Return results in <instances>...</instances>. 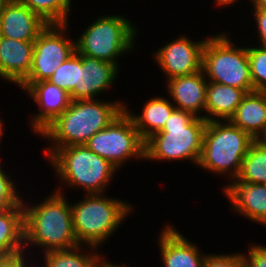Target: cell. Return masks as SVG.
I'll return each instance as SVG.
<instances>
[{
	"mask_svg": "<svg viewBox=\"0 0 266 267\" xmlns=\"http://www.w3.org/2000/svg\"><path fill=\"white\" fill-rule=\"evenodd\" d=\"M48 194L46 197L43 196L42 200L34 202L30 198L26 200L27 197L22 199L24 246L25 251L34 259L37 255L51 250L69 249L80 245L73 228L69 197L54 189Z\"/></svg>",
	"mask_w": 266,
	"mask_h": 267,
	"instance_id": "obj_1",
	"label": "cell"
},
{
	"mask_svg": "<svg viewBox=\"0 0 266 267\" xmlns=\"http://www.w3.org/2000/svg\"><path fill=\"white\" fill-rule=\"evenodd\" d=\"M108 100H71L69 107L37 136L48 142L43 152L45 160L61 147L85 145L125 111V98Z\"/></svg>",
	"mask_w": 266,
	"mask_h": 267,
	"instance_id": "obj_2",
	"label": "cell"
},
{
	"mask_svg": "<svg viewBox=\"0 0 266 267\" xmlns=\"http://www.w3.org/2000/svg\"><path fill=\"white\" fill-rule=\"evenodd\" d=\"M45 163L55 171L54 178L59 179L55 190L63 194L66 188L67 191L81 189L84 195L108 193V186L111 187L119 172L110 161L98 156L86 145L61 147Z\"/></svg>",
	"mask_w": 266,
	"mask_h": 267,
	"instance_id": "obj_3",
	"label": "cell"
},
{
	"mask_svg": "<svg viewBox=\"0 0 266 267\" xmlns=\"http://www.w3.org/2000/svg\"><path fill=\"white\" fill-rule=\"evenodd\" d=\"M80 199L70 201L73 228L80 245L102 249L135 212L134 203L125 198H113L107 193L83 194Z\"/></svg>",
	"mask_w": 266,
	"mask_h": 267,
	"instance_id": "obj_4",
	"label": "cell"
},
{
	"mask_svg": "<svg viewBox=\"0 0 266 267\" xmlns=\"http://www.w3.org/2000/svg\"><path fill=\"white\" fill-rule=\"evenodd\" d=\"M206 124L203 118L175 109L162 130L145 141V161L190 162L196 167L202 152Z\"/></svg>",
	"mask_w": 266,
	"mask_h": 267,
	"instance_id": "obj_5",
	"label": "cell"
},
{
	"mask_svg": "<svg viewBox=\"0 0 266 267\" xmlns=\"http://www.w3.org/2000/svg\"><path fill=\"white\" fill-rule=\"evenodd\" d=\"M94 18L75 39L76 51L82 56L113 63L122 68L119 66L121 57L132 55L138 49V25L128 17L115 15L114 12L109 15L98 14Z\"/></svg>",
	"mask_w": 266,
	"mask_h": 267,
	"instance_id": "obj_6",
	"label": "cell"
},
{
	"mask_svg": "<svg viewBox=\"0 0 266 267\" xmlns=\"http://www.w3.org/2000/svg\"><path fill=\"white\" fill-rule=\"evenodd\" d=\"M254 140L229 120L207 121L197 167L213 176L225 177L227 183L220 186L222 189L238 176Z\"/></svg>",
	"mask_w": 266,
	"mask_h": 267,
	"instance_id": "obj_7",
	"label": "cell"
},
{
	"mask_svg": "<svg viewBox=\"0 0 266 267\" xmlns=\"http://www.w3.org/2000/svg\"><path fill=\"white\" fill-rule=\"evenodd\" d=\"M229 32L221 29L209 34L203 48L202 71L207 81L252 92L248 46L235 44Z\"/></svg>",
	"mask_w": 266,
	"mask_h": 267,
	"instance_id": "obj_8",
	"label": "cell"
},
{
	"mask_svg": "<svg viewBox=\"0 0 266 267\" xmlns=\"http://www.w3.org/2000/svg\"><path fill=\"white\" fill-rule=\"evenodd\" d=\"M98 156L110 161L118 171L129 162L145 161V141L132 118L124 111L108 127L95 133L85 144ZM128 162V163H127Z\"/></svg>",
	"mask_w": 266,
	"mask_h": 267,
	"instance_id": "obj_9",
	"label": "cell"
},
{
	"mask_svg": "<svg viewBox=\"0 0 266 267\" xmlns=\"http://www.w3.org/2000/svg\"><path fill=\"white\" fill-rule=\"evenodd\" d=\"M70 24H48L39 33L34 41L31 69L21 83L48 80L55 70L76 51L75 38L70 37L72 30L69 28Z\"/></svg>",
	"mask_w": 266,
	"mask_h": 267,
	"instance_id": "obj_10",
	"label": "cell"
},
{
	"mask_svg": "<svg viewBox=\"0 0 266 267\" xmlns=\"http://www.w3.org/2000/svg\"><path fill=\"white\" fill-rule=\"evenodd\" d=\"M196 39L188 34H179L157 48L153 55V62L157 64L165 82L171 78L190 75L202 70V54L207 38ZM194 38V40H193Z\"/></svg>",
	"mask_w": 266,
	"mask_h": 267,
	"instance_id": "obj_11",
	"label": "cell"
},
{
	"mask_svg": "<svg viewBox=\"0 0 266 267\" xmlns=\"http://www.w3.org/2000/svg\"><path fill=\"white\" fill-rule=\"evenodd\" d=\"M25 92L27 100H32L37 111L29 116L31 135L38 136L49 124L66 110L71 102L70 95L63 89L42 80L35 83H20L17 88ZM31 128V129H30Z\"/></svg>",
	"mask_w": 266,
	"mask_h": 267,
	"instance_id": "obj_12",
	"label": "cell"
},
{
	"mask_svg": "<svg viewBox=\"0 0 266 267\" xmlns=\"http://www.w3.org/2000/svg\"><path fill=\"white\" fill-rule=\"evenodd\" d=\"M157 240L160 264L164 267H203L208 253L201 251L196 242L188 239L177 226L162 225Z\"/></svg>",
	"mask_w": 266,
	"mask_h": 267,
	"instance_id": "obj_13",
	"label": "cell"
},
{
	"mask_svg": "<svg viewBox=\"0 0 266 267\" xmlns=\"http://www.w3.org/2000/svg\"><path fill=\"white\" fill-rule=\"evenodd\" d=\"M120 71L113 63L79 54L78 84L69 94L70 99L93 100L103 98L107 92L111 94L110 89L116 85Z\"/></svg>",
	"mask_w": 266,
	"mask_h": 267,
	"instance_id": "obj_14",
	"label": "cell"
},
{
	"mask_svg": "<svg viewBox=\"0 0 266 267\" xmlns=\"http://www.w3.org/2000/svg\"><path fill=\"white\" fill-rule=\"evenodd\" d=\"M221 190L233 214L266 227V184L232 180Z\"/></svg>",
	"mask_w": 266,
	"mask_h": 267,
	"instance_id": "obj_15",
	"label": "cell"
},
{
	"mask_svg": "<svg viewBox=\"0 0 266 267\" xmlns=\"http://www.w3.org/2000/svg\"><path fill=\"white\" fill-rule=\"evenodd\" d=\"M207 80L203 71L166 80L165 95L176 109L192 113L195 117L205 119ZM172 98V99H171Z\"/></svg>",
	"mask_w": 266,
	"mask_h": 267,
	"instance_id": "obj_16",
	"label": "cell"
},
{
	"mask_svg": "<svg viewBox=\"0 0 266 267\" xmlns=\"http://www.w3.org/2000/svg\"><path fill=\"white\" fill-rule=\"evenodd\" d=\"M48 24L24 4L10 0L0 14V36L34 42Z\"/></svg>",
	"mask_w": 266,
	"mask_h": 267,
	"instance_id": "obj_17",
	"label": "cell"
},
{
	"mask_svg": "<svg viewBox=\"0 0 266 267\" xmlns=\"http://www.w3.org/2000/svg\"><path fill=\"white\" fill-rule=\"evenodd\" d=\"M34 42L0 36V81L18 86L32 66Z\"/></svg>",
	"mask_w": 266,
	"mask_h": 267,
	"instance_id": "obj_18",
	"label": "cell"
},
{
	"mask_svg": "<svg viewBox=\"0 0 266 267\" xmlns=\"http://www.w3.org/2000/svg\"><path fill=\"white\" fill-rule=\"evenodd\" d=\"M161 94L153 96V93L149 99L147 98L146 102L141 103V113L139 114L135 113L134 110L132 111L127 105L129 103L125 102V111L132 118L144 141L154 133L161 131L172 112L176 109L168 96H164L162 92Z\"/></svg>",
	"mask_w": 266,
	"mask_h": 267,
	"instance_id": "obj_19",
	"label": "cell"
},
{
	"mask_svg": "<svg viewBox=\"0 0 266 267\" xmlns=\"http://www.w3.org/2000/svg\"><path fill=\"white\" fill-rule=\"evenodd\" d=\"M229 121L253 139H261L266 133V92H248Z\"/></svg>",
	"mask_w": 266,
	"mask_h": 267,
	"instance_id": "obj_20",
	"label": "cell"
},
{
	"mask_svg": "<svg viewBox=\"0 0 266 267\" xmlns=\"http://www.w3.org/2000/svg\"><path fill=\"white\" fill-rule=\"evenodd\" d=\"M246 94L243 89L208 81L205 120H229Z\"/></svg>",
	"mask_w": 266,
	"mask_h": 267,
	"instance_id": "obj_21",
	"label": "cell"
},
{
	"mask_svg": "<svg viewBox=\"0 0 266 267\" xmlns=\"http://www.w3.org/2000/svg\"><path fill=\"white\" fill-rule=\"evenodd\" d=\"M100 250L101 249L88 245H78L69 249L51 250L42 253V255H37L35 259L38 258V260H33V267H97L99 258L103 253V251L100 253Z\"/></svg>",
	"mask_w": 266,
	"mask_h": 267,
	"instance_id": "obj_22",
	"label": "cell"
},
{
	"mask_svg": "<svg viewBox=\"0 0 266 267\" xmlns=\"http://www.w3.org/2000/svg\"><path fill=\"white\" fill-rule=\"evenodd\" d=\"M25 250L24 209L15 206L0 212V256Z\"/></svg>",
	"mask_w": 266,
	"mask_h": 267,
	"instance_id": "obj_23",
	"label": "cell"
},
{
	"mask_svg": "<svg viewBox=\"0 0 266 267\" xmlns=\"http://www.w3.org/2000/svg\"><path fill=\"white\" fill-rule=\"evenodd\" d=\"M235 181L266 184V144L261 139L252 142Z\"/></svg>",
	"mask_w": 266,
	"mask_h": 267,
	"instance_id": "obj_24",
	"label": "cell"
},
{
	"mask_svg": "<svg viewBox=\"0 0 266 267\" xmlns=\"http://www.w3.org/2000/svg\"><path fill=\"white\" fill-rule=\"evenodd\" d=\"M35 12L47 24H68L73 0H16Z\"/></svg>",
	"mask_w": 266,
	"mask_h": 267,
	"instance_id": "obj_25",
	"label": "cell"
},
{
	"mask_svg": "<svg viewBox=\"0 0 266 267\" xmlns=\"http://www.w3.org/2000/svg\"><path fill=\"white\" fill-rule=\"evenodd\" d=\"M79 53L75 51L48 78V81L70 94L78 84Z\"/></svg>",
	"mask_w": 266,
	"mask_h": 267,
	"instance_id": "obj_26",
	"label": "cell"
},
{
	"mask_svg": "<svg viewBox=\"0 0 266 267\" xmlns=\"http://www.w3.org/2000/svg\"><path fill=\"white\" fill-rule=\"evenodd\" d=\"M3 164L2 162L0 163V212L9 210L15 206H23V194L18 189L22 184H19V181L16 182L13 179L11 176L12 173L6 169L5 163Z\"/></svg>",
	"mask_w": 266,
	"mask_h": 267,
	"instance_id": "obj_27",
	"label": "cell"
},
{
	"mask_svg": "<svg viewBox=\"0 0 266 267\" xmlns=\"http://www.w3.org/2000/svg\"><path fill=\"white\" fill-rule=\"evenodd\" d=\"M248 44V58L254 91L266 92V47Z\"/></svg>",
	"mask_w": 266,
	"mask_h": 267,
	"instance_id": "obj_28",
	"label": "cell"
},
{
	"mask_svg": "<svg viewBox=\"0 0 266 267\" xmlns=\"http://www.w3.org/2000/svg\"><path fill=\"white\" fill-rule=\"evenodd\" d=\"M203 267H244L242 252L208 253Z\"/></svg>",
	"mask_w": 266,
	"mask_h": 267,
	"instance_id": "obj_29",
	"label": "cell"
},
{
	"mask_svg": "<svg viewBox=\"0 0 266 267\" xmlns=\"http://www.w3.org/2000/svg\"><path fill=\"white\" fill-rule=\"evenodd\" d=\"M248 250L242 251L244 267H266V245L260 242H250Z\"/></svg>",
	"mask_w": 266,
	"mask_h": 267,
	"instance_id": "obj_30",
	"label": "cell"
},
{
	"mask_svg": "<svg viewBox=\"0 0 266 267\" xmlns=\"http://www.w3.org/2000/svg\"><path fill=\"white\" fill-rule=\"evenodd\" d=\"M249 7H251L250 10L252 11L250 12L251 14L249 17L252 15V20L254 21V25L252 24V26L254 27V30H256L254 31V33L256 32L255 36H252L256 37V39L253 41L250 40V44L254 42L252 44L258 43V46L266 47V10L259 8L255 3ZM256 40L259 42H255Z\"/></svg>",
	"mask_w": 266,
	"mask_h": 267,
	"instance_id": "obj_31",
	"label": "cell"
},
{
	"mask_svg": "<svg viewBox=\"0 0 266 267\" xmlns=\"http://www.w3.org/2000/svg\"><path fill=\"white\" fill-rule=\"evenodd\" d=\"M32 258L25 250L0 256V267H33Z\"/></svg>",
	"mask_w": 266,
	"mask_h": 267,
	"instance_id": "obj_32",
	"label": "cell"
},
{
	"mask_svg": "<svg viewBox=\"0 0 266 267\" xmlns=\"http://www.w3.org/2000/svg\"><path fill=\"white\" fill-rule=\"evenodd\" d=\"M105 253L103 252V254L101 255V257L99 258V261H98V266L97 267H131L130 264H116V262L114 263V260L113 261H110V258L108 260V257L105 258Z\"/></svg>",
	"mask_w": 266,
	"mask_h": 267,
	"instance_id": "obj_33",
	"label": "cell"
},
{
	"mask_svg": "<svg viewBox=\"0 0 266 267\" xmlns=\"http://www.w3.org/2000/svg\"><path fill=\"white\" fill-rule=\"evenodd\" d=\"M241 0H213L214 2V5L217 6V9H222V8H226V7H231V6H235L237 5L236 3H238V6H239V3ZM245 1V0H243ZM249 4V0H247Z\"/></svg>",
	"mask_w": 266,
	"mask_h": 267,
	"instance_id": "obj_34",
	"label": "cell"
},
{
	"mask_svg": "<svg viewBox=\"0 0 266 267\" xmlns=\"http://www.w3.org/2000/svg\"><path fill=\"white\" fill-rule=\"evenodd\" d=\"M0 116H1V114H0ZM5 120H3L2 119V116L0 117V144L1 143H3V139H4V135H5V132H4V130L6 129L5 128V126H6V124H5ZM4 134V135H3ZM0 148L2 149V147L0 146ZM1 151V150H0ZM0 155H1V153H0ZM2 158L0 157V163L3 161V159L1 160Z\"/></svg>",
	"mask_w": 266,
	"mask_h": 267,
	"instance_id": "obj_35",
	"label": "cell"
},
{
	"mask_svg": "<svg viewBox=\"0 0 266 267\" xmlns=\"http://www.w3.org/2000/svg\"><path fill=\"white\" fill-rule=\"evenodd\" d=\"M255 4H256L259 8L266 10V0H257V1L255 2Z\"/></svg>",
	"mask_w": 266,
	"mask_h": 267,
	"instance_id": "obj_36",
	"label": "cell"
},
{
	"mask_svg": "<svg viewBox=\"0 0 266 267\" xmlns=\"http://www.w3.org/2000/svg\"><path fill=\"white\" fill-rule=\"evenodd\" d=\"M10 0H0V14L3 12L6 4L9 2Z\"/></svg>",
	"mask_w": 266,
	"mask_h": 267,
	"instance_id": "obj_37",
	"label": "cell"
},
{
	"mask_svg": "<svg viewBox=\"0 0 266 267\" xmlns=\"http://www.w3.org/2000/svg\"><path fill=\"white\" fill-rule=\"evenodd\" d=\"M261 140L266 144V133H265L264 136L261 138Z\"/></svg>",
	"mask_w": 266,
	"mask_h": 267,
	"instance_id": "obj_38",
	"label": "cell"
},
{
	"mask_svg": "<svg viewBox=\"0 0 266 267\" xmlns=\"http://www.w3.org/2000/svg\"><path fill=\"white\" fill-rule=\"evenodd\" d=\"M257 0H249L250 5L254 4Z\"/></svg>",
	"mask_w": 266,
	"mask_h": 267,
	"instance_id": "obj_39",
	"label": "cell"
}]
</instances>
